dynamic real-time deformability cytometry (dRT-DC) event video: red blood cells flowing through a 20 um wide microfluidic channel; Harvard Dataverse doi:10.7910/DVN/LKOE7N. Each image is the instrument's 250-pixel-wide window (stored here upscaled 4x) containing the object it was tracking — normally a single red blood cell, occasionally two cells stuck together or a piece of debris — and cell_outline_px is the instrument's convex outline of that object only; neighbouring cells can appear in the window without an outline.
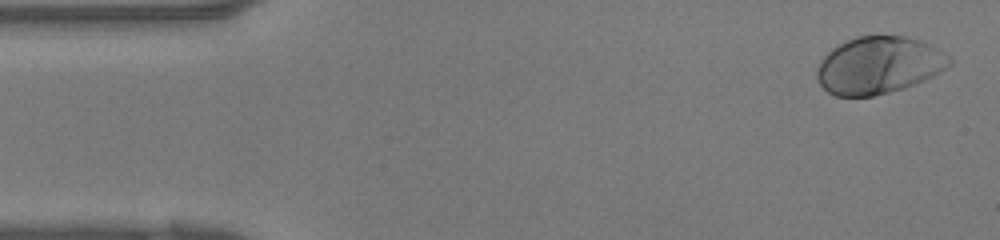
{"species": "human", "species_latin": "Homo sapiens", "temperature_condition": "warm", "stored_images_in_passage": 39, "camera_frame_rate_fps": 3000, "um_per_image_px": 0.085, "donor": {"sex": "female"}, "frame": {"image": 1, "passage_image": 1, "time_ms": 0.0, "image_size_px": [1000, 240], "cell_outline_px": [[952, 64], [932, 76], [924, 80], [904, 88], [872, 96], [836, 96], [828, 92], [820, 84], [816, 76], [816, 72], [820, 60], [832, 48], [856, 36], [908, 36], [920, 40], [952, 56]], "centroid_in_image_um": [74.7, 5.54], "position_along_channel_um": 10.3, "area_um2": 44.04}}
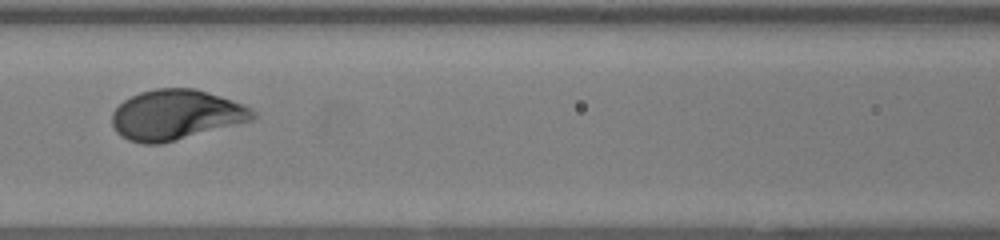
{"frame": {"image": 2, "passage_image": 16, "time_ms": 5.0, "image_size_px": [1000, 240], "cell_outline_px": [[256, 116], [252, 120], [176, 140], [160, 144], [144, 144], [128, 140], [120, 136], [116, 132], [112, 124], [112, 112], [124, 100], [140, 92], [156, 88], [196, 88], [244, 104], [252, 108], [256, 112]], "centroid_in_image_um": [14.94, 9.76], "position_along_channel_um": 151.7, "area_um2": 41.1}}
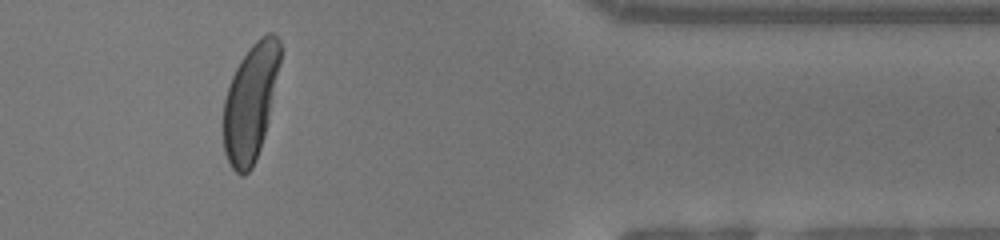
{"frame": {"image": 3, "passage_image": 32, "time_ms": 10.333, "image_size_px": [1000, 240], "cell_outline_px": [[280, 64], [268, 116], [260, 148], [256, 160], [252, 168], [244, 176], [240, 176], [232, 168], [224, 152], [224, 100], [232, 76], [240, 60], [252, 44], [260, 36], [268, 32], [276, 32], [280, 40]], "centroid_in_image_um": [21.29, 8.67], "position_along_channel_um": 390.1, "area_um2": 38.15}}